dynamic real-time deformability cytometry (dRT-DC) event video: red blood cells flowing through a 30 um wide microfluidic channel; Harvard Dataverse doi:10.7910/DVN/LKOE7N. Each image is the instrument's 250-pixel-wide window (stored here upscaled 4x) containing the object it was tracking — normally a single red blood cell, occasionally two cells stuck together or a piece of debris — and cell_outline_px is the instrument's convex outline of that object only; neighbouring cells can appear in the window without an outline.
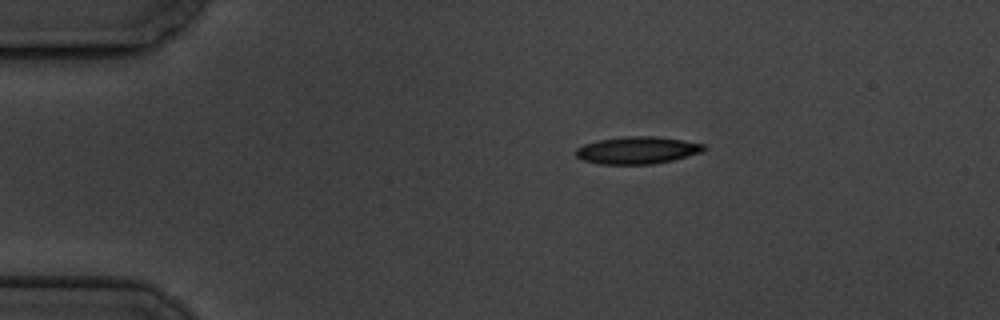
{"species": "common noctule bat (a hibernating species)", "species_latin": "Nyctalus noctula", "temperature_condition": "cold", "stored_images_in_passage": 6, "camera_frame_rate_fps": 3000, "um_per_image_px": 0.085, "animal": {"sex": "male", "body_mass_g": 19.5, "forearm_length_mm": 54.6}, "frame": {"image": 1, "passage_image": 1, "time_ms": 0.0, "image_size_px": [1000, 320], "cell_outline_px": [[708, 148], [704, 152], [672, 160], [652, 164], [600, 164], [584, 160], [576, 156], [576, 148], [584, 144], [596, 140], [624, 136], [656, 136], [704, 144]], "centroid_in_image_um": [54.18, 12.76], "position_along_channel_um": 30.8, "area_um2": 20.4}}
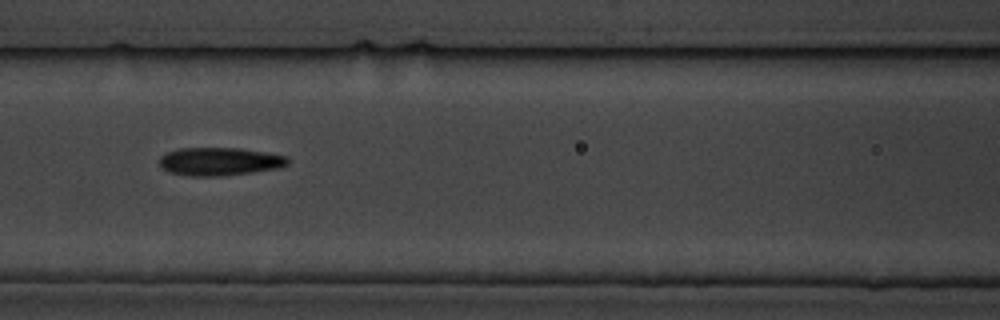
{"frame": {"image": 2, "passage_image": 5, "time_ms": 5.0, "image_size_px": [1000, 320], "cell_outline_px": [[288, 164], [276, 168], [252, 172], [224, 176], [188, 176], [168, 172], [160, 164], [160, 156], [176, 148], [240, 148], [288, 156]], "centroid_in_image_um": [18.64, 13.72], "position_along_channel_um": 148.0, "area_um2": 20.98}}
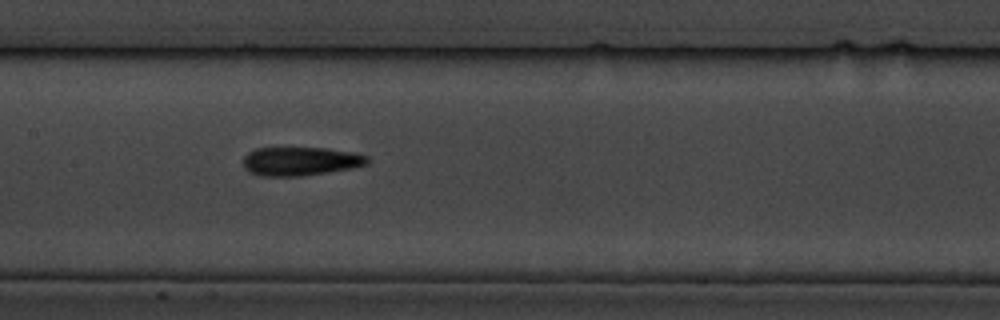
{"frame": {"image": 3, "passage_image": 6, "time_ms": 6.0, "image_size_px": [1000, 320], "cell_outline_px": [[368, 164], [352, 168], [328, 172], [300, 176], [260, 176], [248, 172], [244, 168], [244, 156], [248, 152], [256, 148], [324, 148], [356, 152], [368, 156]], "centroid_in_image_um": [25.54, 13.7], "position_along_channel_um": 181.9, "area_um2": 20.87}}